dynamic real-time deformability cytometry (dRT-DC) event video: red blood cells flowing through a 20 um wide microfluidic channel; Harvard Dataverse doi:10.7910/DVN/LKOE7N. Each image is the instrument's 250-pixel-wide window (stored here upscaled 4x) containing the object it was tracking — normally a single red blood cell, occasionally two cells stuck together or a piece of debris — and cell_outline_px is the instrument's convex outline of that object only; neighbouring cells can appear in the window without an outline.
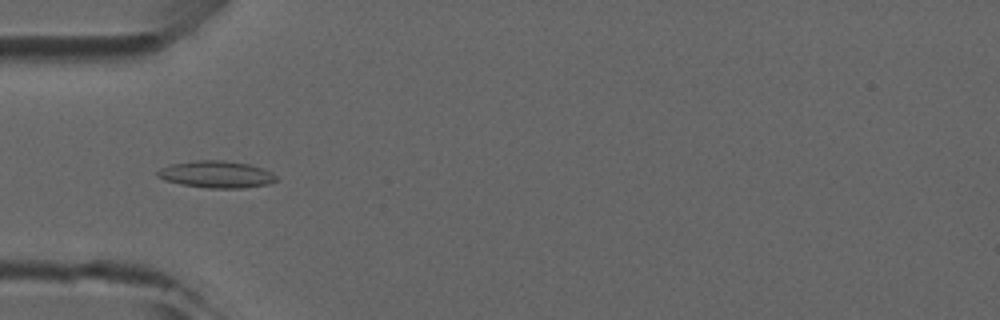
{"species": "common noctule bat (a hibernating species)", "species_latin": "Nyctalus noctula", "temperature_condition": "room temperature", "stored_images_in_passage": 3, "camera_frame_rate_fps": 3000, "um_per_image_px": 0.085, "animal": {"sex": "male", "forearm_length_mm": 52.5}, "frame": {"image": 1, "passage_image": 3, "time_ms": 2.333, "image_size_px": [1000, 320], "cell_outline_px": [[280, 180], [268, 184], [244, 188], [208, 188], [180, 184], [164, 180], [156, 176], [156, 172], [160, 168], [172, 164], [196, 160], [224, 160], [248, 164], [272, 172]], "centroid_in_image_um": [18.39, 14.83], "position_along_channel_um": 66.6, "area_um2": 18.73}}